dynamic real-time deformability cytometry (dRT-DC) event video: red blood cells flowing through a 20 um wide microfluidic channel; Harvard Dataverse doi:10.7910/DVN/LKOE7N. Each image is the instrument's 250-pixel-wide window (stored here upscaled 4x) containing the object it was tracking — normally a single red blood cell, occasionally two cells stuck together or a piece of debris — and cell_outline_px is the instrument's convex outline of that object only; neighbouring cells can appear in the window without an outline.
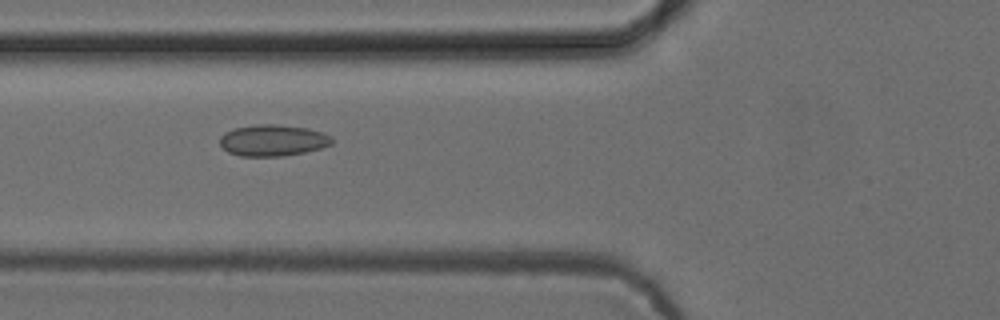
{"species": "common noctule bat (a hibernating species)", "species_latin": "Nyctalus noctula", "temperature_condition": "cold", "stored_images_in_passage": 24, "camera_frame_rate_fps": 3000, "um_per_image_px": 0.085, "animal": {"sex": "female", "body_mass_g": 24.6, "forearm_length_mm": 56.2}, "frame": {"image": 1, "passage_image": 20, "time_ms": 6.333, "image_size_px": [1000, 320], "cell_outline_px": [[332, 144], [320, 148], [304, 152], [284, 156], [240, 156], [228, 152], [220, 144], [220, 136], [224, 132], [236, 128], [256, 124], [276, 124], [308, 128], [332, 136]], "centroid_in_image_um": [23.18, 11.93], "position_along_channel_um": 102.6, "area_um2": 20.46}}
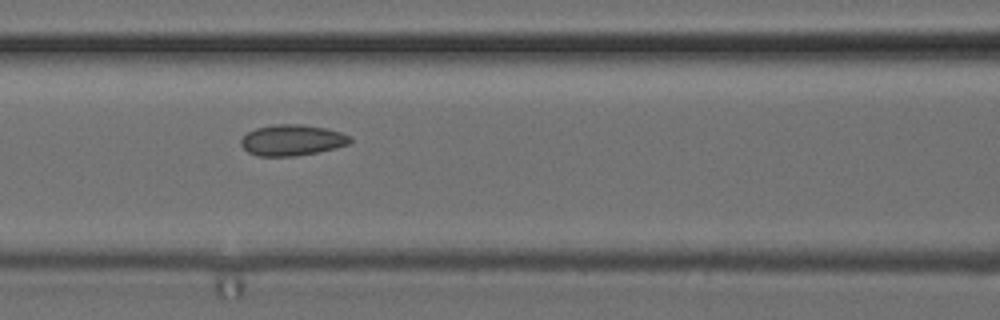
{"frame": {"image": 2, "passage_image": 23, "time_ms": 7.333, "image_size_px": [1000, 320], "cell_outline_px": [[352, 140], [348, 144], [336, 148], [296, 156], [256, 156], [248, 152], [240, 144], [240, 140], [248, 132], [256, 128], [272, 124], [304, 124], [328, 128], [352, 136]], "centroid_in_image_um": [24.84, 11.9], "position_along_channel_um": 141.8, "area_um2": 19.88}}